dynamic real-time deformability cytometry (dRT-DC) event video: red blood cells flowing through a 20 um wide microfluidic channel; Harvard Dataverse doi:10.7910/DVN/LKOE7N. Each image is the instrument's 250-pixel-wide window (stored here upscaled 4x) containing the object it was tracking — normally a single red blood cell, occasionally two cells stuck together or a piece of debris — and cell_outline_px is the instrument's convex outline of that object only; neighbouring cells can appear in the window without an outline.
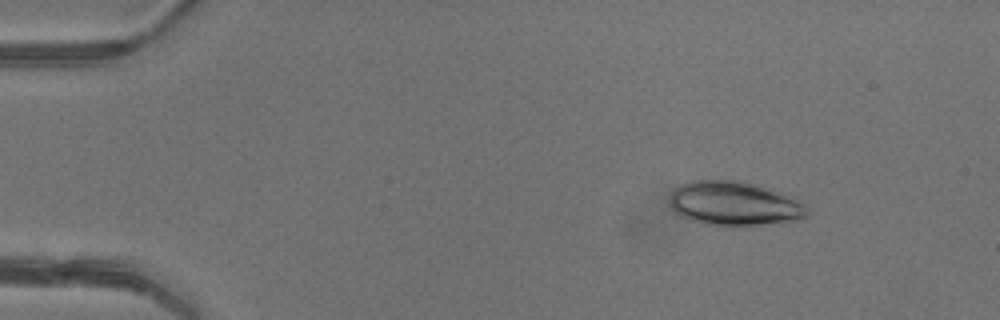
{"species": "common noctule bat (a hibernating species)", "species_latin": "Nyctalus noctula", "temperature_condition": "warm", "stored_images_in_passage": 43, "camera_frame_rate_fps": 3000, "um_per_image_px": 0.085, "animal": {"sex": "female"}, "frame": {"image": 1, "passage_image": 2, "time_ms": 0.333, "image_size_px": [1000, 320], "cell_outline_px": [[808, 216], [800, 220], [740, 228], [724, 228], [704, 224], [680, 216], [672, 208], [672, 192], [680, 184], [688, 180], [744, 180], [772, 188], [792, 196], [804, 204], [808, 208]], "centroid_in_image_um": [62.49, 17.33], "position_along_channel_um": 22.5, "area_um2": 36.65}}
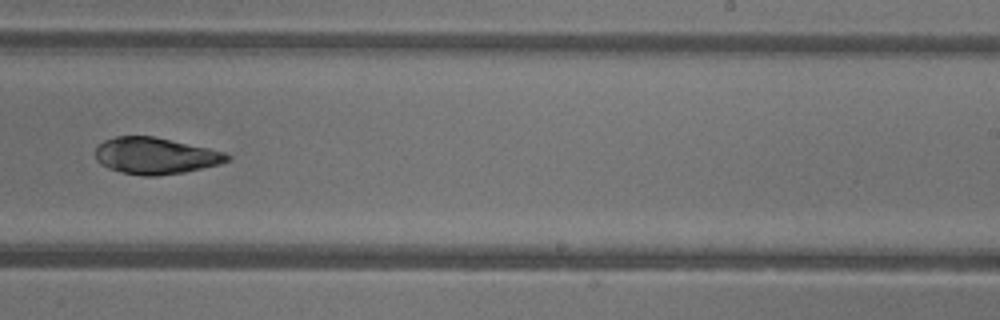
{"frame": {"image": 2, "passage_image": 26, "time_ms": 8.333, "image_size_px": [1000, 320], "cell_outline_px": [[232, 156], [228, 160], [220, 164], [184, 172], [156, 176], [144, 176], [120, 172], [108, 168], [100, 164], [96, 160], [96, 148], [104, 140], [116, 136], [152, 136], [208, 148], [224, 152]], "centroid_in_image_um": [13.19, 13.25], "position_along_channel_um": 275.8, "area_um2": 27.92}}
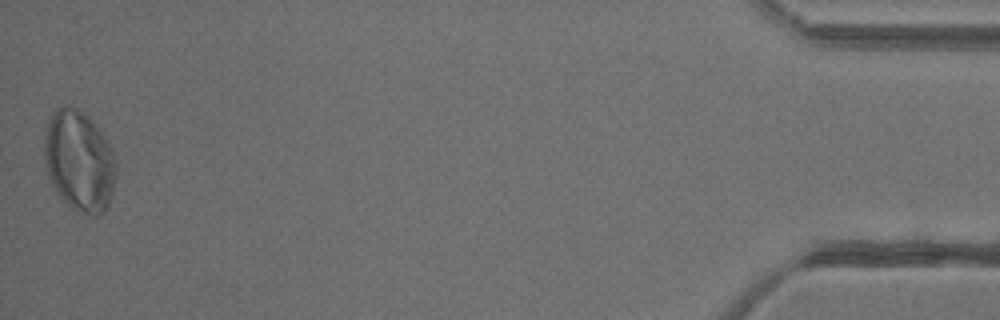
{"frame": {"image": 3, "passage_image": 43, "time_ms": 14.0, "image_size_px": [1000, 320], "cell_outline_px": [[116, 176], [112, 192], [108, 204], [104, 212], [96, 216], [92, 216], [76, 212], [52, 188], [44, 164], [44, 136], [48, 120], [56, 108], [64, 104], [68, 104], [80, 108], [84, 112], [100, 132], [108, 144], [116, 160]], "centroid_in_image_um": [6.7, 13.68], "position_along_channel_um": 428.5, "area_um2": 42.6}, "authors_computed_cell_mechanics": {"area_um2": 29.3046, "velocity_mm_per_s": 4.334, "shape_relaxation_time_tau1_ms": 3.6914, "shape_relaxation_time_tau2_ms": 4.3498, "deformation_change_tau1": 0.1073, "deformation_change_tau2": 0.0901}}